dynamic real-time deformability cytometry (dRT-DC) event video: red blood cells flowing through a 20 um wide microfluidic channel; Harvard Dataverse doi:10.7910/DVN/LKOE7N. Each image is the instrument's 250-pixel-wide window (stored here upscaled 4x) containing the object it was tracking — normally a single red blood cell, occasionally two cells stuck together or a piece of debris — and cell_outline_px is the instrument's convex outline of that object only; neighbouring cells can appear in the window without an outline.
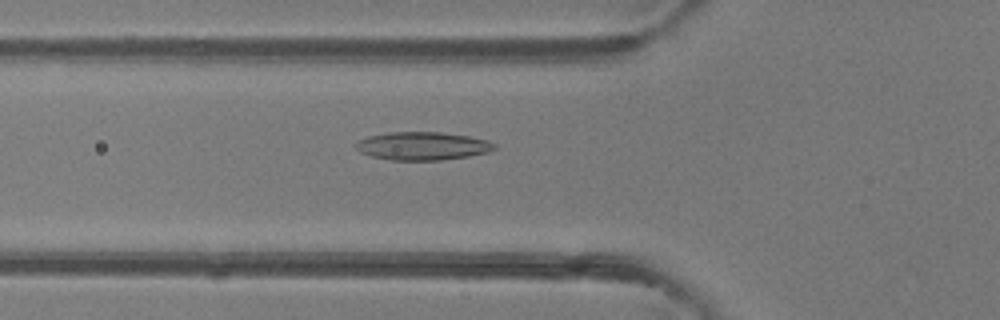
{"species": "common noctule bat (a hibernating species)", "species_latin": "Nyctalus noctula", "temperature_condition": "room temperature", "stored_images_in_passage": 50, "camera_frame_rate_fps": 3000, "um_per_image_px": 0.085, "animal": {"sex": "female"}, "frame": {"image": 1, "passage_image": 18, "time_ms": 5.667, "image_size_px": [1000, 320], "cell_outline_px": [[496, 148], [488, 152], [468, 156], [440, 160], [392, 160], [372, 156], [360, 152], [352, 144], [368, 136], [388, 132], [440, 132], [468, 136], [488, 140], [496, 144]], "centroid_in_image_um": [35.9, 12.4], "position_along_channel_um": 89.9, "area_um2": 22.72}}
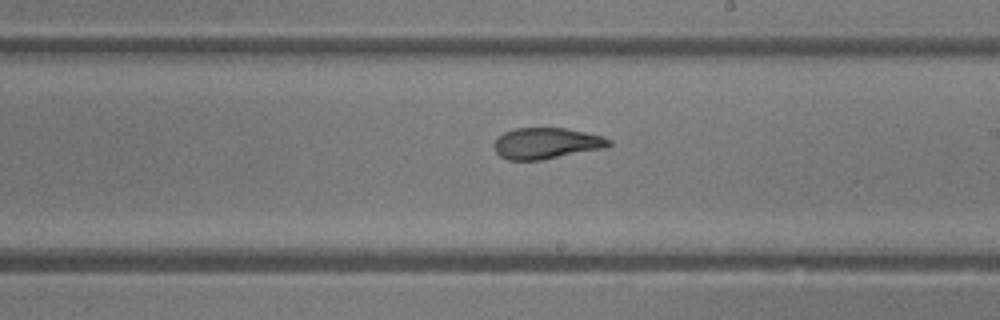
{"frame": {"image": 2, "passage_image": 29, "time_ms": 9.333, "image_size_px": [1000, 320], "cell_outline_px": [[612, 144], [604, 148], [540, 160], [508, 160], [500, 156], [496, 152], [496, 140], [504, 132], [512, 128], [568, 128], [604, 136], [612, 140]], "centroid_in_image_um": [46.48, 12.17], "position_along_channel_um": 242.5, "area_um2": 20.75}}
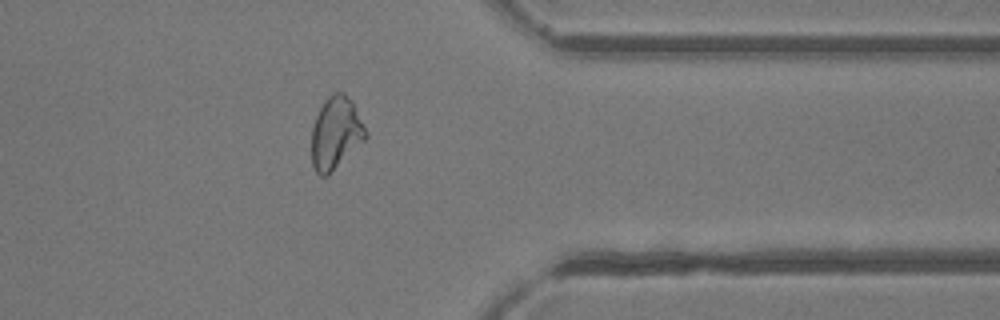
{"frame": {"image": 3, "passage_image": 40, "time_ms": 13.0, "image_size_px": [1000, 320], "cell_outline_px": [[368, 136], [328, 176], [320, 176], [316, 172], [312, 164], [312, 128], [316, 116], [324, 100], [328, 96], [336, 92], [344, 92], [352, 100], [368, 132]], "centroid_in_image_um": [28.55, 11.3], "position_along_channel_um": 382.9, "area_um2": 22.83}, "authors_computed_cell_mechanics": {"area_um2": 22.9177, "velocity_mm_per_s": 4.1431, "shape_relaxation_time_tau1_ms": 10.0597, "shape_relaxation_time_tau2_ms": 1.6437, "deformation_change_tau1": 0.2674, "deformation_change_tau2": 0.0897}}